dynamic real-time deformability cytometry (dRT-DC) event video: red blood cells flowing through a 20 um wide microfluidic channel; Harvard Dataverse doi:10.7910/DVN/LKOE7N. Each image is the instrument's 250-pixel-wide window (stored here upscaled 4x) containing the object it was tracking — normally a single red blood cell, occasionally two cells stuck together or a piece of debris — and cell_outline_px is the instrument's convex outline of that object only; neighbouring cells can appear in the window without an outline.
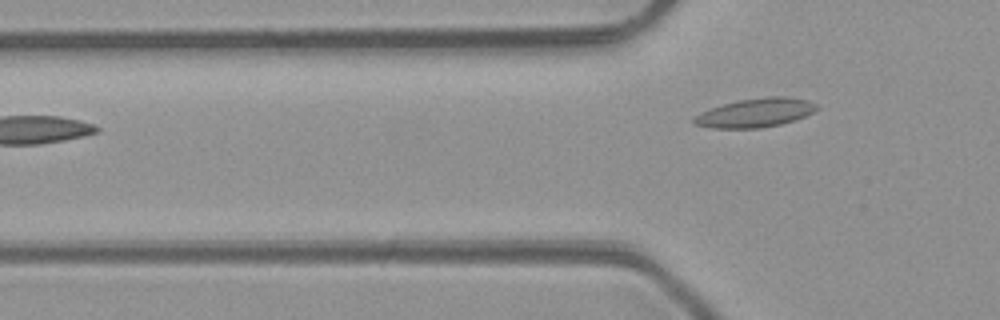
{"species": "common noctule bat (a hibernating species)", "species_latin": "Nyctalus noctula", "temperature_condition": "room temperature", "stored_images_in_passage": 2, "camera_frame_rate_fps": 3000, "um_per_image_px": 0.085, "animal": {"sex": "male", "body_mass_g": 23.1, "forearm_length_mm": 52.7}, "frame": {"image": 1, "passage_image": 2, "time_ms": 1.333, "image_size_px": [1000, 320], "cell_outline_px": [[820, 108], [796, 120], [780, 124], [760, 128], [712, 128], [692, 124], [692, 116], [700, 112], [736, 100], [764, 96], [788, 96], [808, 100], [816, 104]], "centroid_in_image_um": [64.19, 9.58], "position_along_channel_um": 61.6, "area_um2": 20.92}}